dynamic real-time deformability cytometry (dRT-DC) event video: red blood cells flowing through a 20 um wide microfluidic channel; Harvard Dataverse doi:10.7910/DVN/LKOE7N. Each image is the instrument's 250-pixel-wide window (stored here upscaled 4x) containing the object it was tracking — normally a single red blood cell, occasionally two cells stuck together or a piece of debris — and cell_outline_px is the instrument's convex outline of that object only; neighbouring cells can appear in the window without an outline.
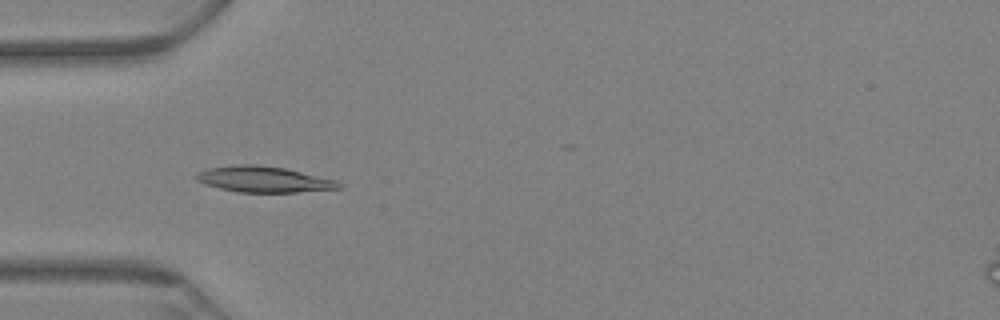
{"species": "Egyptian fruit bat (a non-hibernating species)", "species_latin": "Rousettus aegyptiacus", "temperature_condition": "warm", "stored_images_in_passage": 67, "camera_frame_rate_fps": 3000, "um_per_image_px": 0.085, "animal": {"sex": "female"}, "frame": {"image": 1, "passage_image": 21, "time_ms": 6.667, "image_size_px": [1000, 320], "cell_outline_px": [[344, 184], [340, 188], [296, 192], [240, 192], [220, 188], [204, 184], [196, 180], [192, 176], [196, 172], [208, 168], [240, 164], [256, 164], [284, 168], [336, 180]], "centroid_in_image_um": [22.37, 15.24], "position_along_channel_um": 62.6, "area_um2": 21.5}}
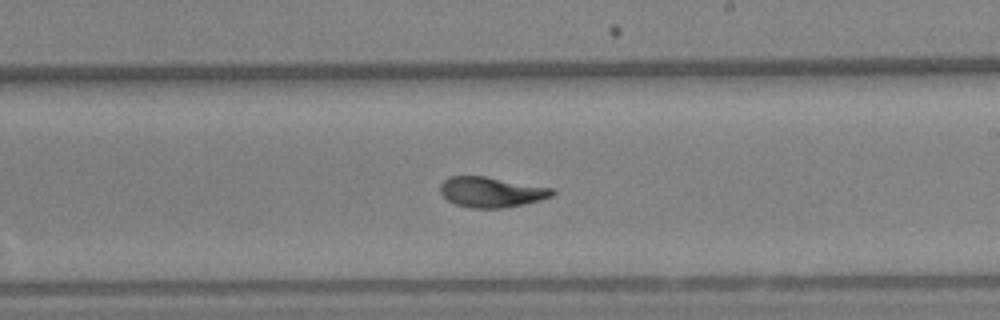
{"frame": {"image": 2, "passage_image": 39, "time_ms": 12.667, "image_size_px": [1000, 320], "cell_outline_px": [[556, 192], [552, 196], [540, 200], [524, 204], [504, 208], [472, 208], [456, 204], [448, 200], [440, 192], [440, 184], [448, 176], [484, 176], [552, 188]], "centroid_in_image_um": [41.75, 16.32], "position_along_channel_um": 247.2, "area_um2": 19.71}}
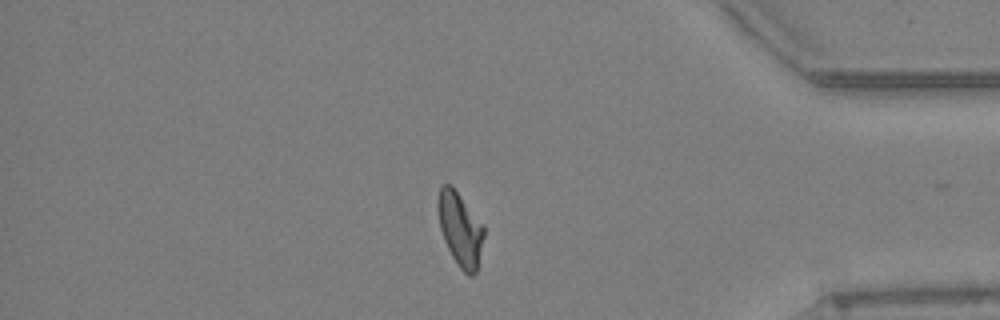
{"frame": {"image": 3, "passage_image": 56, "time_ms": 18.333, "image_size_px": [1000, 320], "cell_outline_px": [[484, 236], [476, 272], [472, 276], [468, 276], [460, 268], [452, 256], [444, 240], [440, 228], [436, 208], [436, 204], [440, 188], [444, 184], [452, 184], [484, 228]], "centroid_in_image_um": [39.08, 19.47], "position_along_channel_um": 396.1, "area_um2": 19.54}, "authors_computed_cell_mechanics": {"area_um2": 20.2878, "velocity_mm_per_s": 3.1231, "shape_relaxation_time_tau1_ms": 6.3664, "shape_relaxation_time_tau2_ms": 1.3623, "deformation_change_tau1": 0.1876, "deformation_change_tau2": 0.0686}}